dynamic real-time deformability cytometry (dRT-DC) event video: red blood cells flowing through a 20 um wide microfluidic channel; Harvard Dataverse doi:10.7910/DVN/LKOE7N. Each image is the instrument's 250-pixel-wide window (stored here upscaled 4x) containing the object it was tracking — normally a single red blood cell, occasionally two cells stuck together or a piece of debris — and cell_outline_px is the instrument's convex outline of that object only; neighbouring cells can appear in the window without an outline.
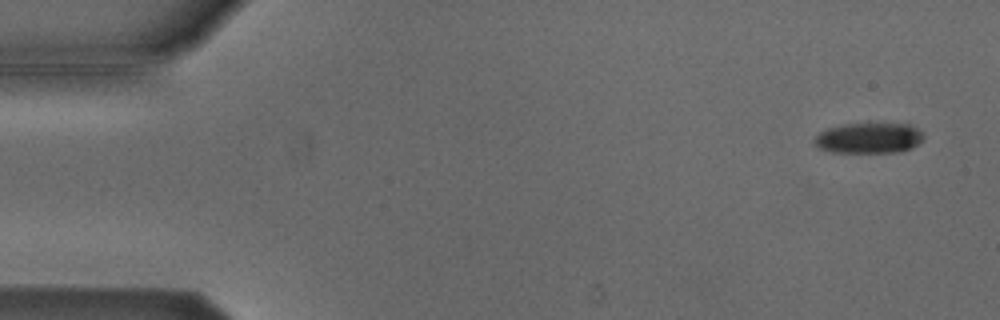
{"species": "Egyptian fruit bat (a non-hibernating species)", "species_latin": "Rousettus aegyptiacus", "temperature_condition": "cold", "stored_images_in_passage": 7, "camera_frame_rate_fps": 3000, "um_per_image_px": 0.085, "animal": {"sex": "male"}, "frame": {"image": 1, "passage_image": 1, "time_ms": 0.0, "image_size_px": [1000, 320], "cell_outline_px": [[924, 136], [912, 148], [900, 152], [832, 152], [820, 148], [812, 140], [820, 132], [828, 128], [840, 124], [908, 124], [916, 128]], "centroid_in_image_um": [73.82, 11.74], "position_along_channel_um": 11.2, "area_um2": 19.19}}
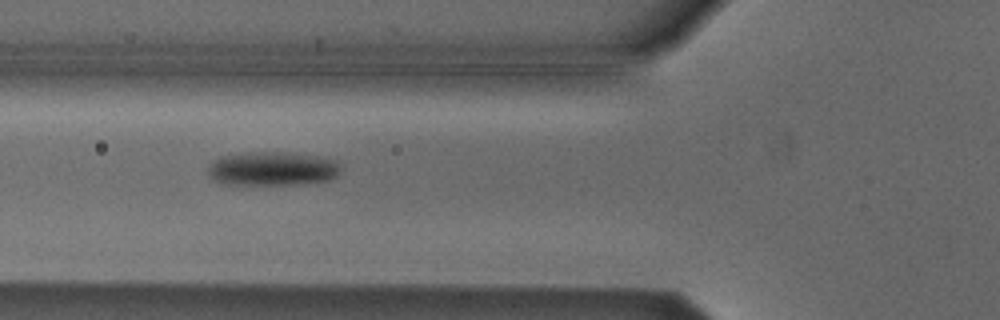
{"frame": {"image": 2, "passage_image": 5, "time_ms": 1.333, "image_size_px": [1000, 320], "cell_outline_px": [[340, 172], [336, 176], [328, 180], [296, 184], [224, 184], [212, 180], [208, 176], [208, 164], [212, 160], [220, 156], [248, 152], [280, 152], [320, 156], [336, 160], [340, 164]], "centroid_in_image_um": [23.11, 14.33], "position_along_channel_um": 102.7, "area_um2": 26.47}}
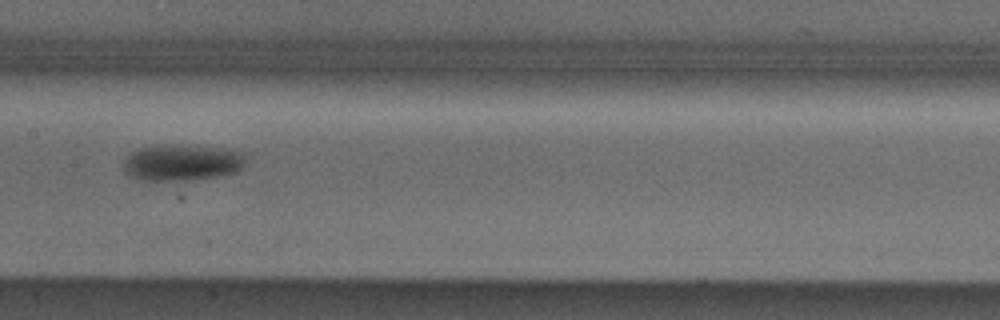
{"frame": {"image": 3, "passage_image": 7, "time_ms": 2.0, "image_size_px": [1000, 320], "cell_outline_px": [[248, 152], [244, 164], [236, 172], [216, 176], [192, 180], [144, 180], [132, 176], [124, 172], [124, 160], [132, 152], [140, 148], [164, 144], [224, 148]], "centroid_in_image_um": [15.52, 13.8], "position_along_channel_um": 191.9, "area_um2": 25.89}}